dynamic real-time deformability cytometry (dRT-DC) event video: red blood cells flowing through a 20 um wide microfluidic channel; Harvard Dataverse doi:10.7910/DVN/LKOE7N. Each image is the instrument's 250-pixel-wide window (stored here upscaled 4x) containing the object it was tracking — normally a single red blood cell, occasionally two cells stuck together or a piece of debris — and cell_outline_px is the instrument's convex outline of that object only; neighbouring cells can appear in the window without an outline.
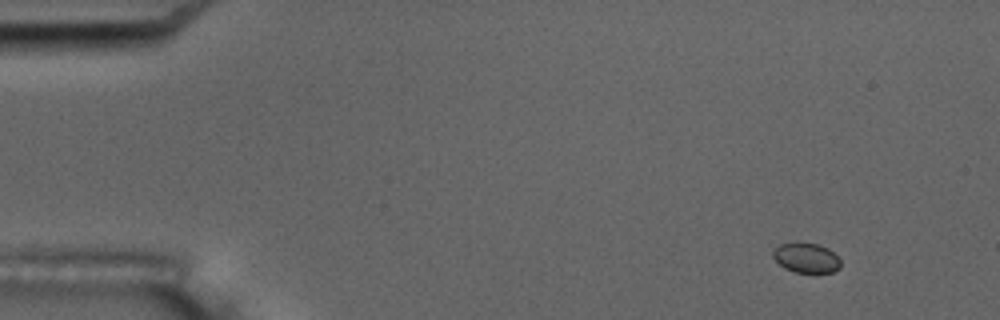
{"species": "common noctule bat (a hibernating species)", "species_latin": "Nyctalus noctula", "temperature_condition": "room temperature", "stored_images_in_passage": 4, "camera_frame_rate_fps": 3000, "um_per_image_px": 0.085, "animal": {"sex": "male", "body_mass_g": 17.5, "forearm_length_mm": 52.3}, "frame": {"image": 1, "passage_image": 1, "time_ms": 0.0, "image_size_px": [1000, 320], "cell_outline_px": [[840, 268], [832, 272], [792, 272], [784, 268], [772, 256], [772, 252], [780, 244], [816, 244], [828, 248], [840, 260]], "centroid_in_image_um": [68.53, 21.94], "position_along_channel_um": 16.5, "area_um2": 11.39}}